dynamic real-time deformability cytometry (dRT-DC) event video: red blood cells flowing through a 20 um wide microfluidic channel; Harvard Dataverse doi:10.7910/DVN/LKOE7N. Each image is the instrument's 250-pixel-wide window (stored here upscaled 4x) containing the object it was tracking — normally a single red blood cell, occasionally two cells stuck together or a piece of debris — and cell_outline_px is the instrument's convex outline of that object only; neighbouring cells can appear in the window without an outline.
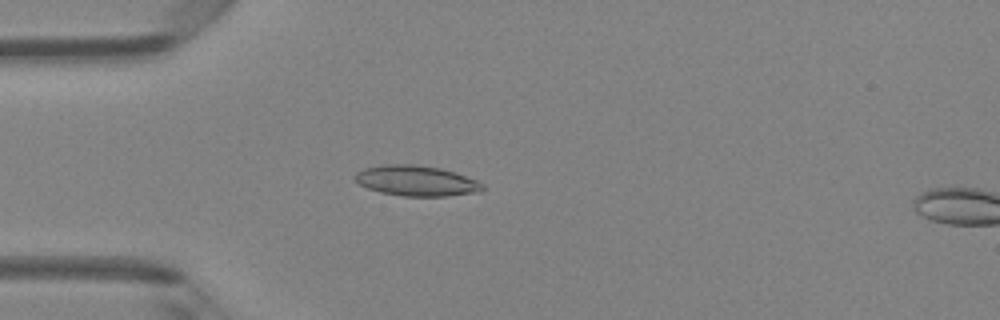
{"species": "Egyptian fruit bat (a non-hibernating species)", "species_latin": "Rousettus aegyptiacus", "temperature_condition": "room temperature", "stored_images_in_passage": 4, "camera_frame_rate_fps": 3000, "um_per_image_px": 0.085, "animal": {"sex": "female"}, "frame": {"image": 1, "passage_image": 3, "time_ms": 0.667, "image_size_px": [1000, 320], "cell_outline_px": [[484, 188], [480, 192], [448, 196], [404, 196], [380, 192], [368, 188], [360, 184], [352, 176], [356, 172], [364, 168], [384, 164], [412, 164], [440, 168], [456, 172], [476, 180], [484, 184]], "centroid_in_image_um": [35.39, 15.36], "position_along_channel_um": 49.6, "area_um2": 22.72}}